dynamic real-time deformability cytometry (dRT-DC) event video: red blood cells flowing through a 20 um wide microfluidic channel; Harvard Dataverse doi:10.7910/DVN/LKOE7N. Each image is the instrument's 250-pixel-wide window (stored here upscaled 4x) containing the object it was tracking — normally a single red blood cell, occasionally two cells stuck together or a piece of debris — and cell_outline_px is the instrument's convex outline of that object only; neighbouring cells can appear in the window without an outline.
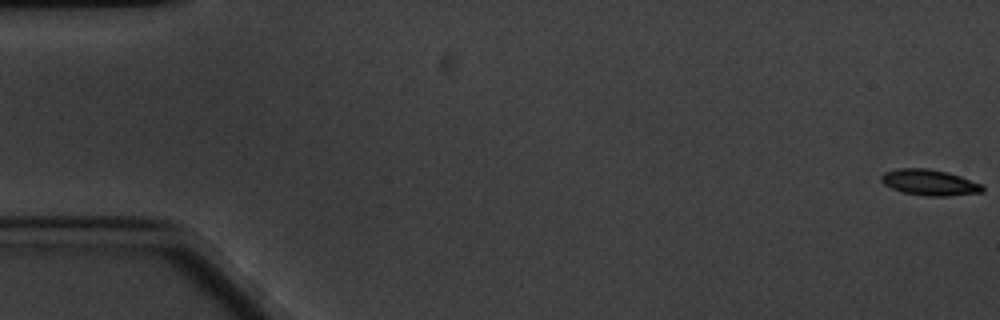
{"species": "common noctule bat (a hibernating species)", "species_latin": "Nyctalus noctula", "temperature_condition": "cold", "stored_images_in_passage": 62, "camera_frame_rate_fps": 3000, "um_per_image_px": 0.085, "animal": {"sex": "male", "body_mass_g": 20.1, "forearm_length_mm": 53.5}, "frame": {"image": 1, "passage_image": 1, "time_ms": 0.0, "image_size_px": [1000, 320], "cell_outline_px": [[984, 192], [948, 196], [928, 196], [904, 192], [892, 188], [884, 184], [880, 180], [880, 176], [884, 172], [900, 168], [928, 168], [948, 172], [960, 176], [980, 184], [984, 188]], "centroid_in_image_um": [79.0, 15.5], "position_along_channel_um": 6.0, "area_um2": 15.2}}
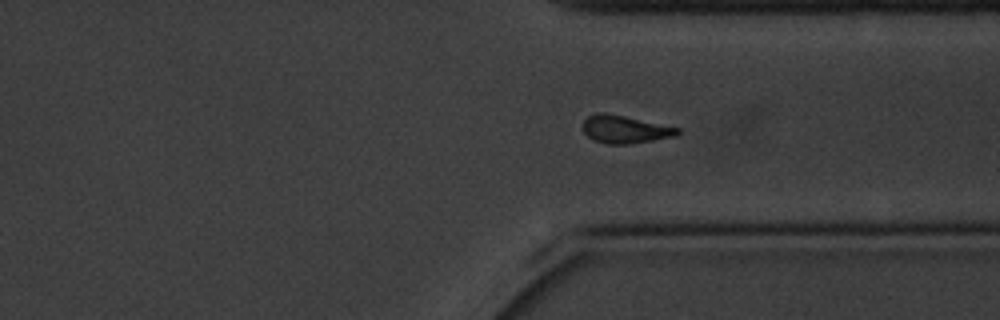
{"frame": {"image": 2, "passage_image": 46, "time_ms": 15.0, "image_size_px": [1000, 320], "cell_outline_px": [[680, 132], [676, 136], [628, 144], [608, 144], [592, 140], [580, 128], [580, 124], [588, 116], [596, 112], [604, 112], [624, 116], [680, 128]], "centroid_in_image_um": [53.05, 10.99], "position_along_channel_um": 358.3, "area_um2": 15.43}}
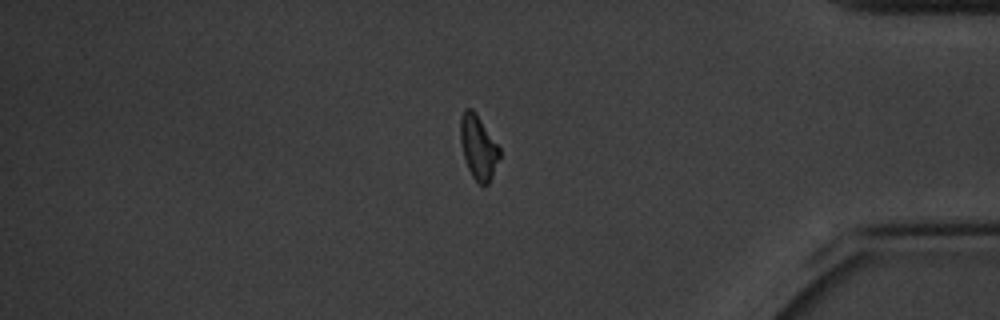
{"frame": {"image": 3, "passage_image": 52, "time_ms": 17.0, "image_size_px": [1000, 320], "cell_outline_px": [[500, 156], [492, 176], [488, 184], [484, 188], [472, 176], [468, 168], [464, 156], [460, 140], [460, 116], [464, 108], [472, 108], [476, 112], [500, 148]], "centroid_in_image_um": [40.65, 12.49], "position_along_channel_um": 394.6, "area_um2": 14.68}, "authors_computed_cell_mechanics": {"area_um2": 15.4326, "velocity_mm_per_s": 3.2854, "shape_relaxation_time_tau1_ms": 4.2076, "shape_relaxation_time_tau2_ms": 7.0627, "deformation_change_tau1": 0.1217, "deformation_change_tau2": 0.138}}